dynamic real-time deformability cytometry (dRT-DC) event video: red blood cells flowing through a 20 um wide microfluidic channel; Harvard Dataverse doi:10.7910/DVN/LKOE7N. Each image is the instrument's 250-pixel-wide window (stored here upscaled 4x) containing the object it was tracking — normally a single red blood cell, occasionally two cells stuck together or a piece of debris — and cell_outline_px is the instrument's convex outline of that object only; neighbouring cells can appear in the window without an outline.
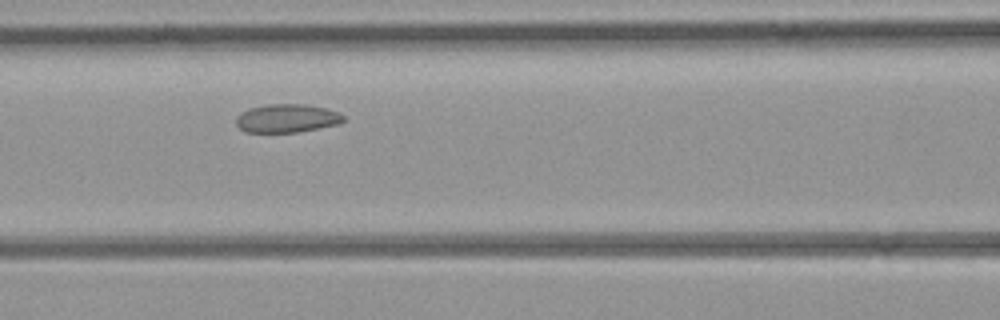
{"species": "common noctule bat (a hibernating species)", "species_latin": "Nyctalus noctula", "temperature_condition": "room temperature", "stored_images_in_passage": 4, "camera_frame_rate_fps": 3000, "um_per_image_px": 0.085, "animal": {"sex": "female", "body_mass_g": 21.9}, "frame": {"image": 1, "passage_image": 3, "time_ms": 2.333, "image_size_px": [1000, 320], "cell_outline_px": [[344, 120], [336, 124], [296, 132], [244, 132], [236, 124], [236, 116], [240, 112], [248, 108], [264, 104], [304, 104], [324, 108], [340, 112], [344, 116]], "centroid_in_image_um": [24.32, 10.04], "position_along_channel_um": 142.3, "area_um2": 17.74}}
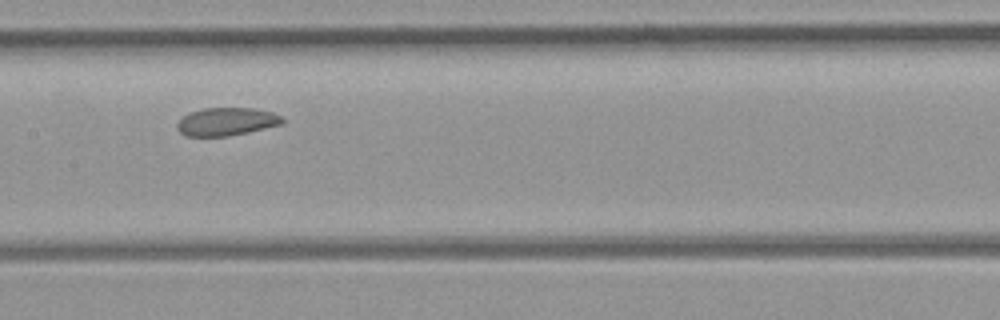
{"frame": {"image": 2, "passage_image": 4, "time_ms": 3.333, "image_size_px": [1000, 320], "cell_outline_px": [[284, 124], [248, 132], [228, 136], [184, 136], [176, 128], [176, 124], [184, 116], [192, 112], [204, 108], [256, 108], [272, 112], [284, 116]], "centroid_in_image_um": [19.3, 10.34], "position_along_channel_um": 188.1, "area_um2": 17.28}}